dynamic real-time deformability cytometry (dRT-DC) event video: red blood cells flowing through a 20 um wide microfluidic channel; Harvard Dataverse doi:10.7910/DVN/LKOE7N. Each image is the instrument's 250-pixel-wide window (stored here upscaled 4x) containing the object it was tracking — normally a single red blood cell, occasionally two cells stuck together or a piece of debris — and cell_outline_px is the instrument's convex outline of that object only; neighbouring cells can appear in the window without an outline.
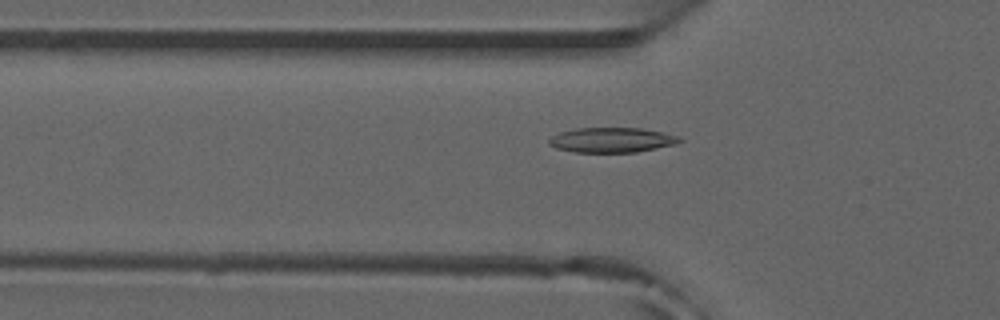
{"species": "common noctule bat (a hibernating species)", "species_latin": "Nyctalus noctula", "temperature_condition": "room temperature", "stored_images_in_passage": 45, "camera_frame_rate_fps": 3000, "um_per_image_px": 0.085, "animal": {"sex": "male", "forearm_length_mm": 52.5}, "frame": {"image": 1, "passage_image": 10, "time_ms": 3.0, "image_size_px": [1000, 320], "cell_outline_px": [[684, 140], [676, 144], [636, 152], [576, 152], [556, 148], [548, 144], [548, 140], [552, 136], [560, 132], [576, 128], [640, 128], [680, 136]], "centroid_in_image_um": [52.0, 11.9], "position_along_channel_um": 73.8, "area_um2": 18.9}}
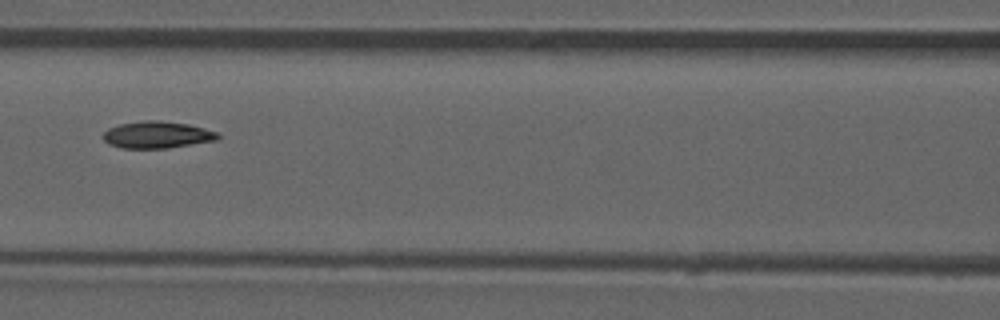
{"frame": {"image": 2, "passage_image": 16, "time_ms": 5.0, "image_size_px": [1000, 320], "cell_outline_px": [[220, 136], [216, 140], [168, 148], [120, 148], [108, 144], [104, 140], [104, 132], [108, 128], [120, 124], [144, 120], [160, 120], [188, 124], [220, 132]], "centroid_in_image_um": [13.36, 11.45], "position_along_channel_um": 153.2, "area_um2": 18.03}}
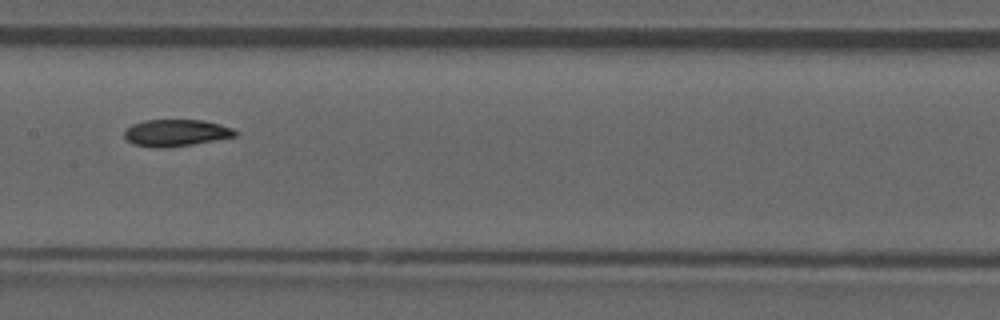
{"frame": {"image": 3, "passage_image": 19, "time_ms": 6.0, "image_size_px": [1000, 320], "cell_outline_px": [[240, 132], [236, 136], [192, 144], [132, 144], [124, 136], [124, 128], [132, 124], [144, 120], [204, 120], [220, 124], [232, 128]], "centroid_in_image_um": [15.01, 11.22], "position_along_channel_um": 192.4, "area_um2": 16.47}, "authors_computed_cell_mechanics": {"area_um2": 17.8024, "velocity_mm_per_s": 3.9355, "shape_relaxation_time_tau1_ms": 7.9031, "shape_relaxation_time_tau2_ms": 8.6321, "deformation_change_tau1": 0.1893, "deformation_change_tau2": 0.1266}}